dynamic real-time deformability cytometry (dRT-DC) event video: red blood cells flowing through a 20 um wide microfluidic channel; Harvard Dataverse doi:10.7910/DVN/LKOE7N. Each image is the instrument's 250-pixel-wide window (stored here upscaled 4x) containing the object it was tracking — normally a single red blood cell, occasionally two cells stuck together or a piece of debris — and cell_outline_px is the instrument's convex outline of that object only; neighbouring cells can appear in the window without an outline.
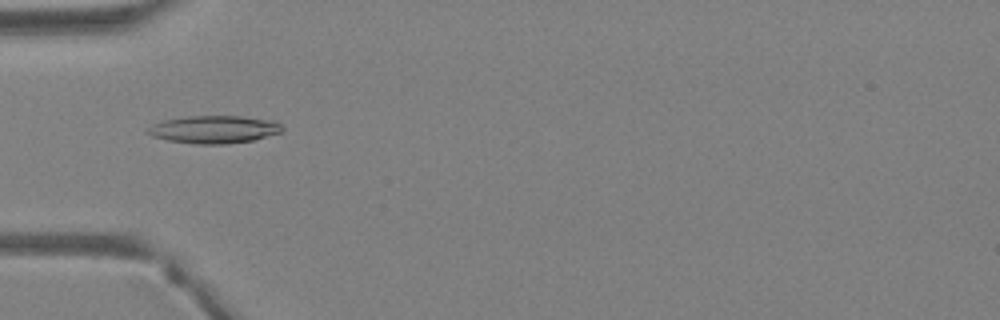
{"species": "Egyptian fruit bat (a non-hibernating species)", "species_latin": "Rousettus aegyptiacus", "temperature_condition": "warm", "stored_images_in_passage": 37, "camera_frame_rate_fps": 3000, "um_per_image_px": 0.085, "animal": {"sex": "female"}, "frame": {"image": 1, "passage_image": 10, "time_ms": 3.0, "image_size_px": [1000, 320], "cell_outline_px": [[284, 128], [280, 132], [252, 140], [228, 144], [196, 144], [168, 140], [152, 136], [148, 132], [148, 128], [152, 124], [164, 120], [188, 116], [240, 116], [276, 120]], "centroid_in_image_um": [18.21, 10.99], "position_along_channel_um": 66.8, "area_um2": 21.62}}
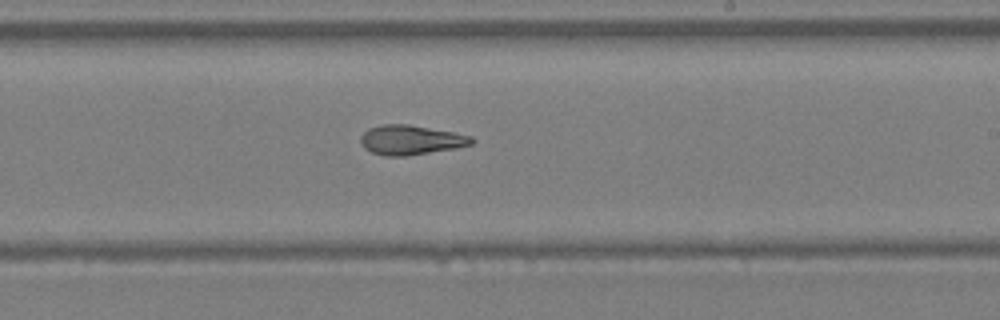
{"frame": {"image": 2, "passage_image": 21, "time_ms": 6.667, "image_size_px": [1000, 320], "cell_outline_px": [[476, 140], [472, 144], [456, 148], [404, 156], [384, 156], [372, 152], [364, 148], [360, 140], [360, 136], [368, 128], [380, 124], [408, 124], [452, 132], [472, 136]], "centroid_in_image_um": [34.9, 11.89], "position_along_channel_um": 254.1, "area_um2": 19.13}}
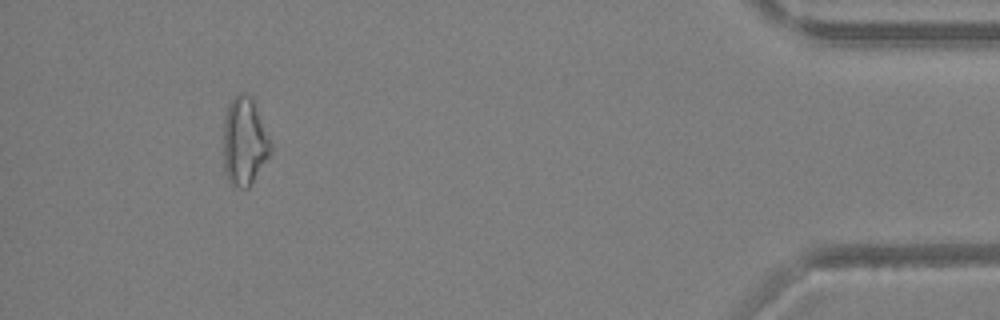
{"frame": {"image": 3, "passage_image": 34, "time_ms": 11.0, "image_size_px": [1000, 320], "cell_outline_px": [[272, 148], [268, 156], [248, 188], [240, 188], [232, 184], [228, 180], [224, 168], [224, 116], [228, 104], [236, 92], [244, 92], [252, 100], [272, 144]], "centroid_in_image_um": [20.74, 12.01], "position_along_channel_um": 414.5, "area_um2": 23.81}}